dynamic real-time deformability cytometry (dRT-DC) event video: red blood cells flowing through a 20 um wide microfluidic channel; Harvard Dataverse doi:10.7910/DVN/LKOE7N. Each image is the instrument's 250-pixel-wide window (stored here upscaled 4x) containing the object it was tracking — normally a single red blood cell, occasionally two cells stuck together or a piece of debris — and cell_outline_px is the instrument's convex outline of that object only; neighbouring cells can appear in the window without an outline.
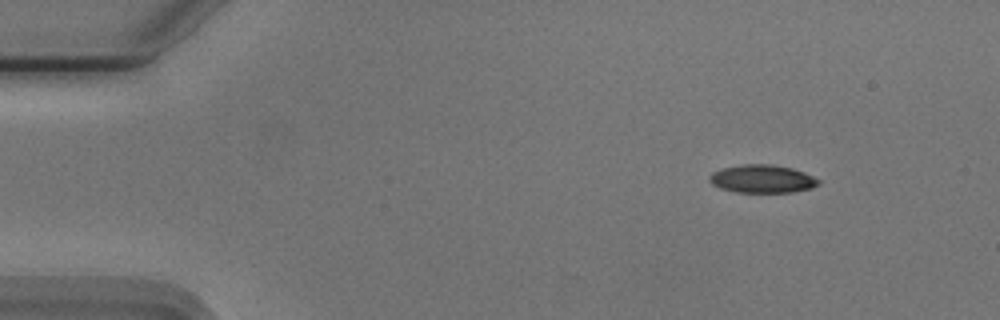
{"species": "Egyptian fruit bat (a non-hibernating species)", "species_latin": "Rousettus aegyptiacus", "temperature_condition": "cold", "stored_images_in_passage": 49, "camera_frame_rate_fps": 3000, "um_per_image_px": 0.085, "animal": {"sex": "male"}, "frame": {"image": 1, "passage_image": 1, "time_ms": 0.0, "image_size_px": [1000, 320], "cell_outline_px": [[820, 184], [812, 188], [792, 192], [736, 192], [720, 188], [712, 184], [708, 180], [708, 176], [712, 172], [724, 168], [744, 164], [772, 164], [792, 168], [804, 172], [820, 180]], "centroid_in_image_um": [64.79, 15.2], "position_along_channel_um": 20.2, "area_um2": 17.86}}
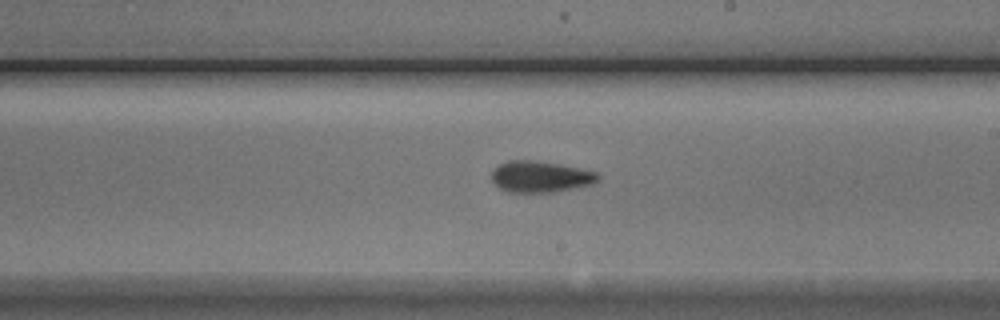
{"frame": {"image": 2, "passage_image": 26, "time_ms": 8.333, "image_size_px": [1000, 320], "cell_outline_px": [[600, 180], [592, 184], [552, 192], [508, 192], [500, 188], [492, 180], [492, 172], [500, 164], [508, 160], [532, 160], [560, 164], [596, 172], [600, 176]], "centroid_in_image_um": [45.94, 15.01], "position_along_channel_um": 243.1, "area_um2": 19.19}}
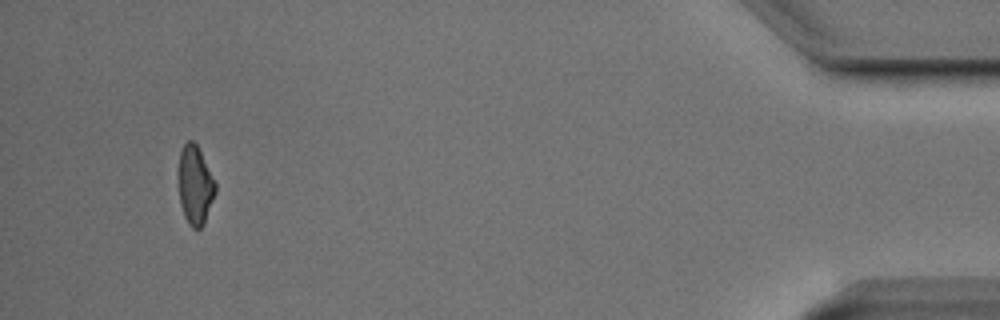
{"frame": {"image": 3, "passage_image": 46, "time_ms": 15.0, "image_size_px": [1000, 320], "cell_outline_px": [[216, 192], [204, 224], [196, 232], [188, 224], [184, 216], [180, 204], [180, 152], [184, 144], [188, 140], [192, 140], [196, 144], [216, 184]], "centroid_in_image_um": [16.6, 15.81], "position_along_channel_um": 418.6, "area_um2": 16.59}, "authors_computed_cell_mechanics": {"area_um2": 18.6116, "velocity_mm_per_s": 3.7505, "shape_relaxation_time_tau1_ms": 4.256, "shape_relaxation_time_tau2_ms": 3.7153, "deformation_change_tau1": 0.1273, "deformation_change_tau2": 0.1122}}